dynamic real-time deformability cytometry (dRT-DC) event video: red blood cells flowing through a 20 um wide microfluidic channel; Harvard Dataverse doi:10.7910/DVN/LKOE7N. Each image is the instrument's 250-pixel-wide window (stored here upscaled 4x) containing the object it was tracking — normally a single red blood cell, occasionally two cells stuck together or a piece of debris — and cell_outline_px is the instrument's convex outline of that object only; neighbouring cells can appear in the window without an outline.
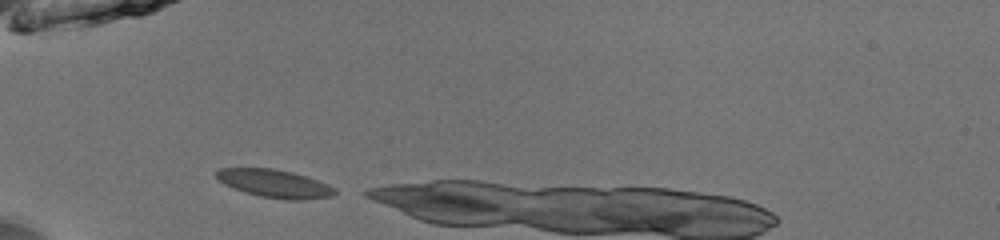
{"species": "common noctule bat (a hibernating species)", "species_latin": "Nyctalus noctula", "temperature_condition": "room temperature", "stored_images_in_passage": 28, "camera_frame_rate_fps": 3000, "um_per_image_px": 0.085, "animal": {"sex": "male", "body_mass_g": 13.0, "forearm_length_mm": 53.1}, "frame": {"image": 1, "passage_image": 1, "time_ms": 0.0, "image_size_px": [1000, 240], "cell_outline_px": [[336, 192], [332, 196], [304, 200], [288, 200], [260, 196], [244, 192], [224, 184], [216, 176], [216, 172], [220, 168], [272, 168], [292, 172], [328, 184], [336, 188]], "centroid_in_image_um": [23.35, 15.61], "position_along_channel_um": 61.6, "area_um2": 19.19}}
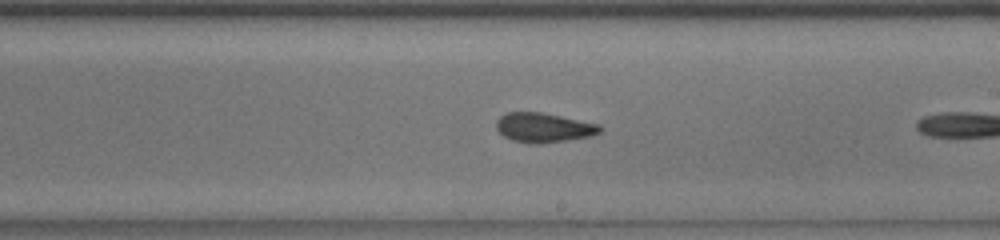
{"frame": {"image": 2, "passage_image": 15, "time_ms": 4.667, "image_size_px": [1000, 240], "cell_outline_px": [[604, 128], [600, 132], [592, 136], [568, 140], [536, 144], [532, 144], [512, 140], [504, 136], [496, 128], [496, 120], [500, 116], [508, 112], [540, 112], [600, 124]], "centroid_in_image_um": [46.23, 10.85], "position_along_channel_um": 242.8, "area_um2": 17.86}}
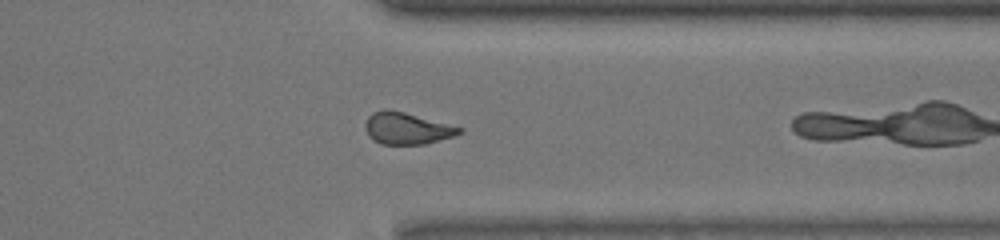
{"frame": {"image": 3, "passage_image": 25, "time_ms": 8.0, "image_size_px": [1000, 240], "cell_outline_px": [[464, 132], [456, 136], [424, 144], [380, 144], [372, 140], [368, 136], [364, 128], [364, 124], [368, 116], [372, 112], [384, 108], [388, 108], [404, 112], [464, 128]], "centroid_in_image_um": [34.56, 10.91], "position_along_channel_um": 376.8, "area_um2": 17.74}}